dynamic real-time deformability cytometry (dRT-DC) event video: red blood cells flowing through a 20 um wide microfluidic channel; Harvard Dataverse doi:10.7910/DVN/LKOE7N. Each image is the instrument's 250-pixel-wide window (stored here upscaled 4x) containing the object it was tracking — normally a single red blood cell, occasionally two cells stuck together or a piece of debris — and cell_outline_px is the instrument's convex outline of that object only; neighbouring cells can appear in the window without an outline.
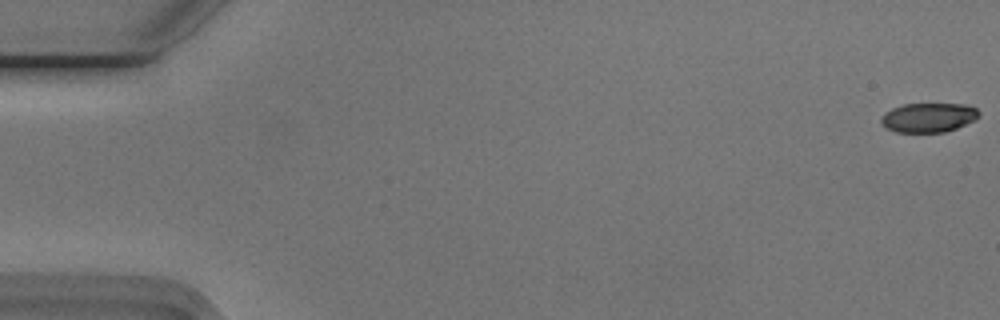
{"species": "Egyptian fruit bat (a non-hibernating species)", "species_latin": "Rousettus aegyptiacus", "temperature_condition": "cold", "stored_images_in_passage": 12, "camera_frame_rate_fps": 3000, "um_per_image_px": 0.085, "animal": {"sex": "male"}, "frame": {"image": 1, "passage_image": 1, "time_ms": 0.0, "image_size_px": [1000, 320], "cell_outline_px": [[980, 116], [976, 120], [956, 128], [944, 132], [896, 132], [888, 128], [880, 120], [884, 112], [892, 108], [904, 104], [964, 104], [976, 108], [980, 112]], "centroid_in_image_um": [78.95, 9.98], "position_along_channel_um": 6.0, "area_um2": 16.7}}